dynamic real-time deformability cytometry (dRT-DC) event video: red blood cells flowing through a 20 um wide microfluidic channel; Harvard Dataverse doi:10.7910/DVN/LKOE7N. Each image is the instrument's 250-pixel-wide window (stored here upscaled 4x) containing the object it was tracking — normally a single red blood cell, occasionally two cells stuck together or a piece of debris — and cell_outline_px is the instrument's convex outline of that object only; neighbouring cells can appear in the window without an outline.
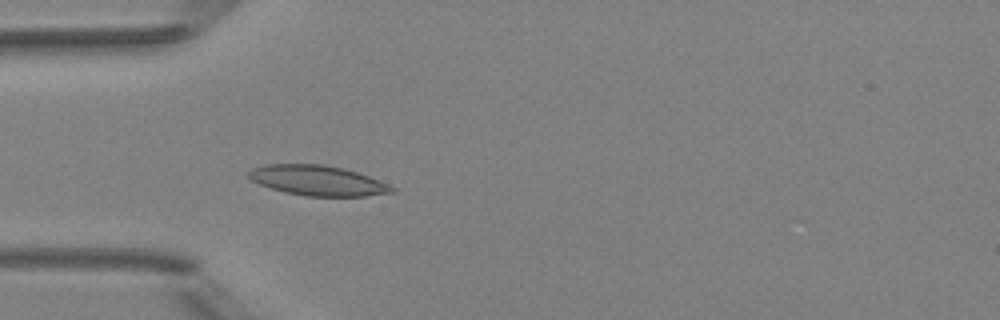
{"species": "Egyptian fruit bat (a non-hibernating species)", "species_latin": "Rousettus aegyptiacus", "temperature_condition": "room temperature", "stored_images_in_passage": 4, "camera_frame_rate_fps": 3000, "um_per_image_px": 0.085, "animal": {"sex": "female"}, "frame": {"image": 1, "passage_image": 4, "time_ms": 3.333, "image_size_px": [1000, 320], "cell_outline_px": [[396, 192], [364, 196], [304, 196], [284, 192], [260, 184], [252, 180], [248, 176], [248, 172], [252, 168], [264, 164], [324, 164], [344, 168], [368, 176], [388, 184], [396, 188]], "centroid_in_image_um": [27.0, 15.34], "position_along_channel_um": 58.0, "area_um2": 25.14}}